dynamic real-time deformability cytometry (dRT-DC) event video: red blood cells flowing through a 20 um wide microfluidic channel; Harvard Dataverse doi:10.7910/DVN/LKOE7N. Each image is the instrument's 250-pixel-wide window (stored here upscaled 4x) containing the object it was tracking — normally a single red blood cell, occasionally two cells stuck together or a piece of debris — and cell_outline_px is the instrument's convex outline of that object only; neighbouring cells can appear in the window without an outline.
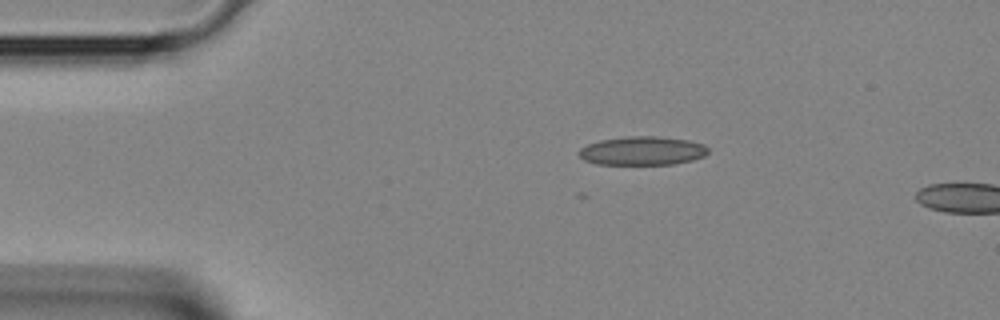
{"species": "Egyptian fruit bat (a non-hibernating species)", "species_latin": "Rousettus aegyptiacus", "temperature_condition": "room temperature", "stored_images_in_passage": 2, "camera_frame_rate_fps": 3000, "um_per_image_px": 0.085, "animal": {"sex": "female"}, "frame": {"image": 1, "passage_image": 2, "time_ms": 0.333, "image_size_px": [1000, 320], "cell_outline_px": [[708, 152], [704, 156], [692, 160], [672, 164], [596, 164], [584, 160], [576, 152], [580, 148], [588, 144], [600, 140], [624, 136], [656, 136], [688, 140], [704, 144], [708, 148]], "centroid_in_image_um": [54.58, 12.81], "position_along_channel_um": 30.4, "area_um2": 21.68}}